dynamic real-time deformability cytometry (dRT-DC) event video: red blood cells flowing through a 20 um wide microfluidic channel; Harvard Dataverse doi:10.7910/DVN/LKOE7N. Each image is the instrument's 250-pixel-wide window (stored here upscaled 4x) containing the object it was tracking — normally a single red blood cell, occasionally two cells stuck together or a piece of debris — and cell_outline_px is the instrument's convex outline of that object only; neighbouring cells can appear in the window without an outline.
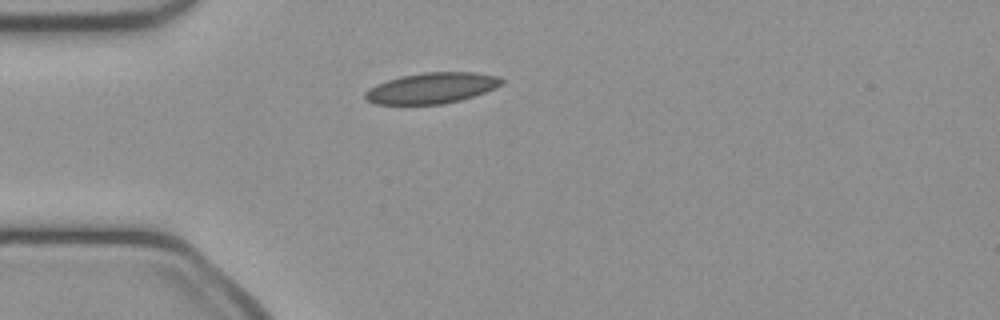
{"species": "common noctule bat (a hibernating species)", "species_latin": "Nyctalus noctula", "temperature_condition": "cold", "stored_images_in_passage": 37, "camera_frame_rate_fps": 3000, "um_per_image_px": 0.085, "animal": {"sex": "female", "body_mass_g": 21.9}, "frame": {"image": 1, "passage_image": 1, "time_ms": 0.0, "image_size_px": [1000, 320], "cell_outline_px": [[504, 80], [496, 88], [460, 100], [444, 104], [376, 104], [368, 100], [364, 96], [364, 92], [376, 84], [400, 76], [424, 72], [476, 72], [500, 76]], "centroid_in_image_um": [36.71, 7.47], "position_along_channel_um": 48.3, "area_um2": 24.45}}
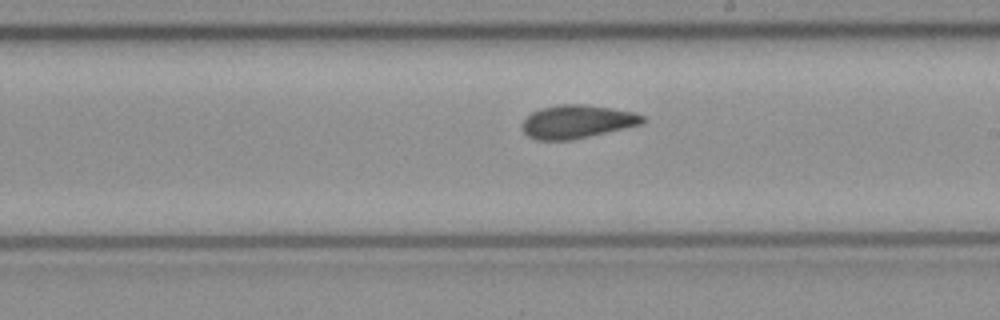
{"frame": {"image": 2, "passage_image": 16, "time_ms": 5.0, "image_size_px": [1000, 320], "cell_outline_px": [[648, 120], [644, 124], [572, 140], [536, 140], [528, 136], [524, 132], [520, 124], [532, 112], [540, 108], [560, 104], [584, 104], [612, 108], [636, 112], [644, 116]], "centroid_in_image_um": [49.09, 10.34], "position_along_channel_um": 239.9, "area_um2": 23.7}}
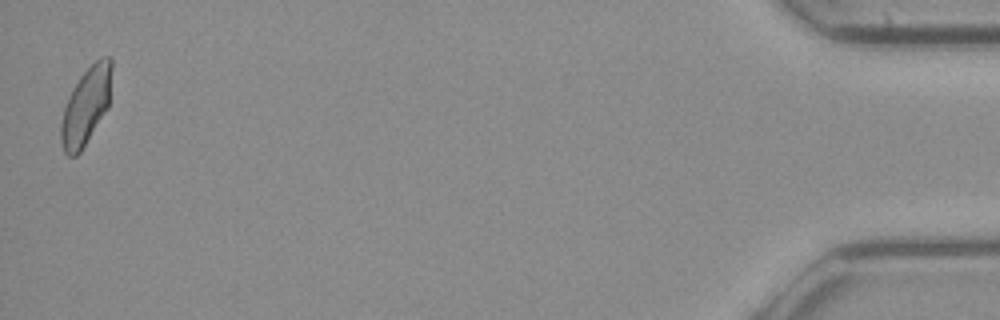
{"frame": {"image": 3, "passage_image": 37, "time_ms": 12.0, "image_size_px": [1000, 320], "cell_outline_px": [[112, 68], [108, 108], [80, 152], [76, 156], [68, 156], [64, 152], [60, 140], [60, 124], [64, 108], [68, 96], [80, 76], [100, 56], [108, 56], [112, 60]], "centroid_in_image_um": [7.3, 9.01], "position_along_channel_um": 427.9, "area_um2": 22.77}, "authors_computed_cell_mechanics": {"area_um2": 23.2356, "velocity_mm_per_s": 4.0833, "shape_relaxation_time_tau1_ms": null, "shape_relaxation_time_tau2_ms": 2.1224, "deformation_change_tau1": null, "deformation_change_tau2": 0.084}}